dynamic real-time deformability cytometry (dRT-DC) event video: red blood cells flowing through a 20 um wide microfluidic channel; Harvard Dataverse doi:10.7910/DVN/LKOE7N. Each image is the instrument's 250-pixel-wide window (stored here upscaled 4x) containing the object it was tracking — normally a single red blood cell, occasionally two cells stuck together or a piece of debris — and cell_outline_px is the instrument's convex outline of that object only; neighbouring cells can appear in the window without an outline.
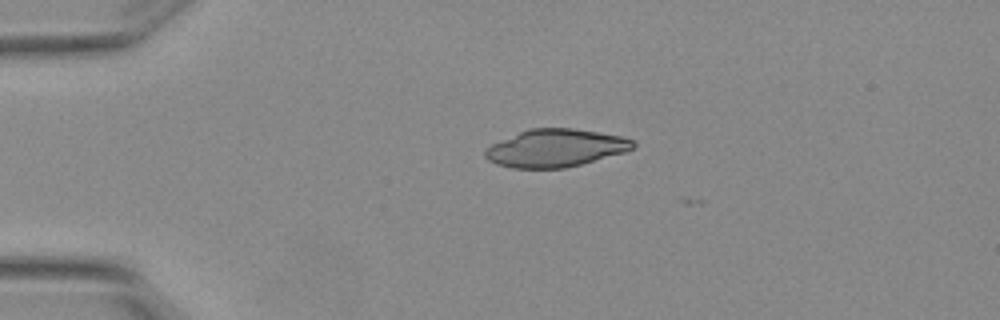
{"species": "Egyptian fruit bat (a non-hibernating species)", "species_latin": "Rousettus aegyptiacus", "temperature_condition": "warm", "stored_images_in_passage": 2, "camera_frame_rate_fps": 3000, "um_per_image_px": 0.085, "animal": {"sex": "female"}, "frame": {"image": 1, "passage_image": 1, "time_ms": 0.0, "image_size_px": [1000, 320], "cell_outline_px": [[636, 148], [624, 152], [580, 164], [564, 168], [512, 168], [496, 164], [488, 160], [484, 156], [484, 152], [492, 144], [528, 128], [572, 128], [620, 136], [632, 140], [636, 144]], "centroid_in_image_um": [47.2, 12.59], "position_along_channel_um": 37.8, "area_um2": 32.19}}